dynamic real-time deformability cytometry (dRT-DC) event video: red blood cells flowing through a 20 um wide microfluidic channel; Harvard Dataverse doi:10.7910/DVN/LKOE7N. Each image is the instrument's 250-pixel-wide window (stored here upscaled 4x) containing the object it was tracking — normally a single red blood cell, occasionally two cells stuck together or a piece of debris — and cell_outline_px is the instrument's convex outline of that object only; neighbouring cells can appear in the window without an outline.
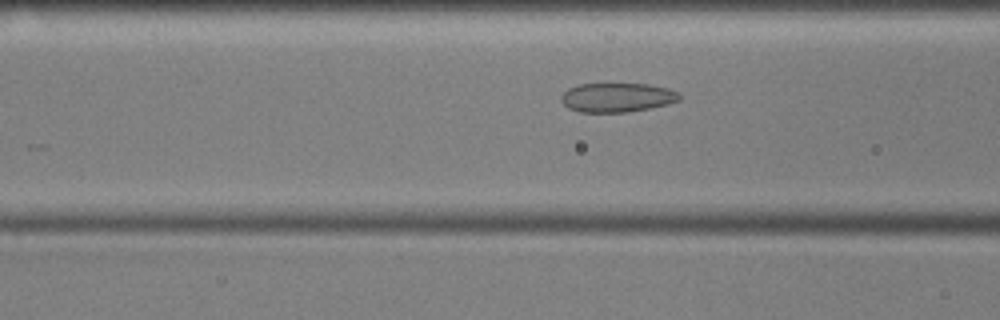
{"species": "common noctule bat (a hibernating species)", "species_latin": "Nyctalus noctula", "temperature_condition": "cold", "stored_images_in_passage": 53, "camera_frame_rate_fps": 3000, "um_per_image_px": 0.085, "animal": {"sex": "male", "body_mass_g": 17.9, "forearm_length_mm": 54.2}, "frame": {"image": 1, "passage_image": 18, "time_ms": 5.667, "image_size_px": [1000, 320], "cell_outline_px": [[680, 100], [668, 104], [628, 112], [580, 112], [568, 108], [560, 100], [560, 96], [568, 88], [580, 84], [648, 84], [668, 88], [676, 92], [680, 96]], "centroid_in_image_um": [52.42, 8.28], "position_along_channel_um": 114.2, "area_um2": 20.06}}
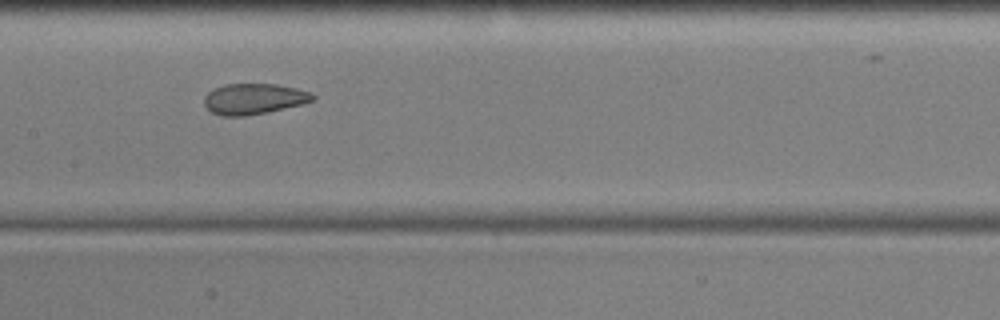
{"frame": {"image": 2, "passage_image": 24, "time_ms": 7.667, "image_size_px": [1000, 320], "cell_outline_px": [[316, 100], [268, 112], [244, 116], [224, 116], [212, 112], [204, 104], [204, 96], [208, 92], [224, 84], [276, 84], [296, 88], [308, 92], [316, 96]], "centroid_in_image_um": [21.57, 8.4], "position_along_channel_um": 185.8, "area_um2": 19.31}}
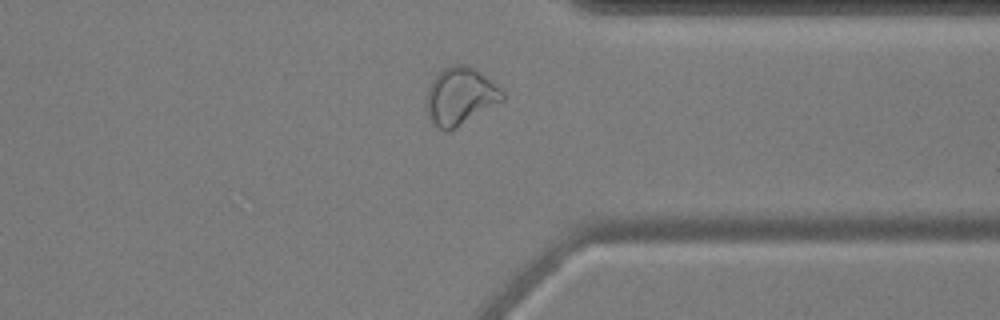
{"frame": {"image": 3, "passage_image": 40, "time_ms": 13.0, "image_size_px": [1000, 320], "cell_outline_px": [[504, 100], [456, 128], [448, 132], [444, 132], [428, 116], [428, 88], [432, 80], [448, 64], [468, 64], [476, 68], [496, 84], [504, 92]], "centroid_in_image_um": [39.16, 8.15], "position_along_channel_um": 372.2, "area_um2": 25.32}, "authors_computed_cell_mechanics": {"area_um2": 23.0044, "velocity_mm_per_s": 3.5617, "shape_relaxation_time_tau1_ms": null, "shape_relaxation_time_tau2_ms": 1.5158, "deformation_change_tau1": null, "deformation_change_tau2": 0.0571}}